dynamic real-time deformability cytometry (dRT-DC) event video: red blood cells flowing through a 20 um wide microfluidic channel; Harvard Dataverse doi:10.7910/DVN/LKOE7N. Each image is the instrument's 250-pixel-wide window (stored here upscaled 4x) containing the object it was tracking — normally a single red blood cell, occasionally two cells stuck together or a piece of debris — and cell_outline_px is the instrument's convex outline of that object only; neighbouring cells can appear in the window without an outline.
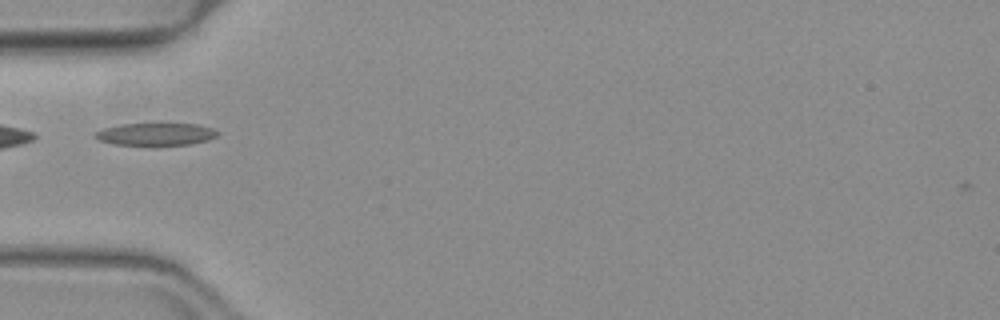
{"species": "common noctule bat (a hibernating species)", "species_latin": "Nyctalus noctula", "temperature_condition": "warm", "stored_images_in_passage": 21, "camera_frame_rate_fps": 3000, "um_per_image_px": 0.085, "animal": {"sex": "female", "body_mass_g": 19.3, "forearm_length_mm": 54.1}, "frame": {"image": 1, "passage_image": 1, "time_ms": 0.0, "image_size_px": [1000, 320], "cell_outline_px": [[220, 132], [216, 136], [208, 140], [188, 144], [116, 144], [100, 140], [92, 136], [96, 132], [104, 128], [120, 124], [160, 120], [200, 124], [212, 128]], "centroid_in_image_um": [13.29, 11.32], "position_along_channel_um": 71.7, "area_um2": 16.76}}
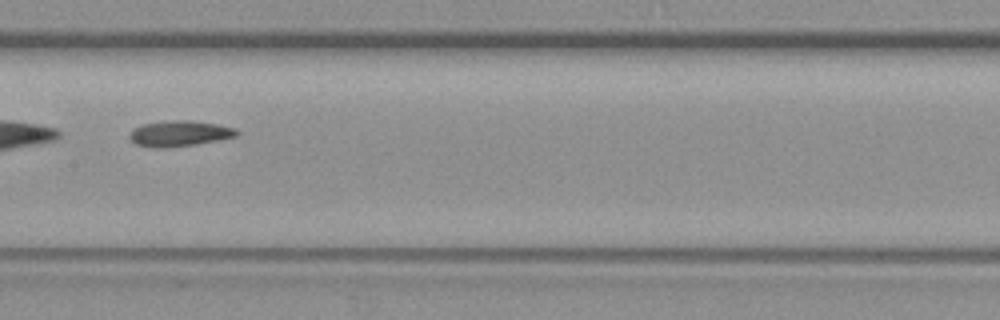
{"frame": {"image": 2, "passage_image": 10, "time_ms": 3.0, "image_size_px": [1000, 320], "cell_outline_px": [[240, 132], [236, 136], [196, 144], [164, 148], [152, 148], [136, 144], [128, 136], [132, 128], [140, 124], [164, 120], [188, 120], [216, 124], [236, 128]], "centroid_in_image_um": [15.2, 11.34], "position_along_channel_um": 192.2, "area_um2": 16.18}}
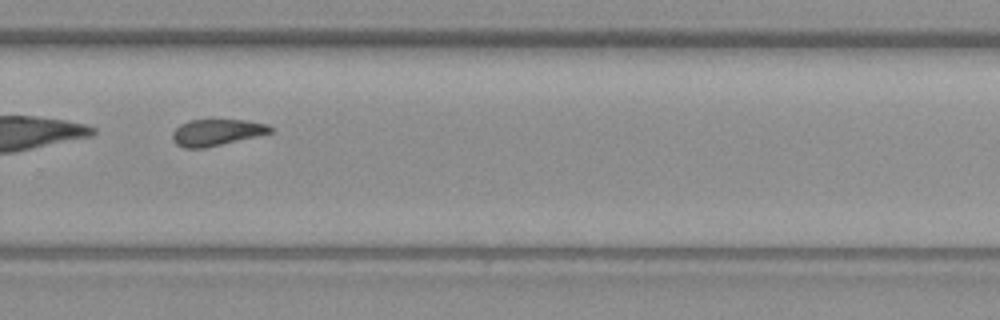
{"frame": {"image": 3, "passage_image": 19, "time_ms": 6.0, "image_size_px": [1000, 320], "cell_outline_px": [[272, 132], [256, 136], [204, 148], [184, 148], [176, 144], [172, 136], [172, 132], [180, 124], [192, 120], [244, 120], [268, 124], [272, 128]], "centroid_in_image_um": [18.39, 11.25], "position_along_channel_um": 311.4, "area_um2": 14.85}}